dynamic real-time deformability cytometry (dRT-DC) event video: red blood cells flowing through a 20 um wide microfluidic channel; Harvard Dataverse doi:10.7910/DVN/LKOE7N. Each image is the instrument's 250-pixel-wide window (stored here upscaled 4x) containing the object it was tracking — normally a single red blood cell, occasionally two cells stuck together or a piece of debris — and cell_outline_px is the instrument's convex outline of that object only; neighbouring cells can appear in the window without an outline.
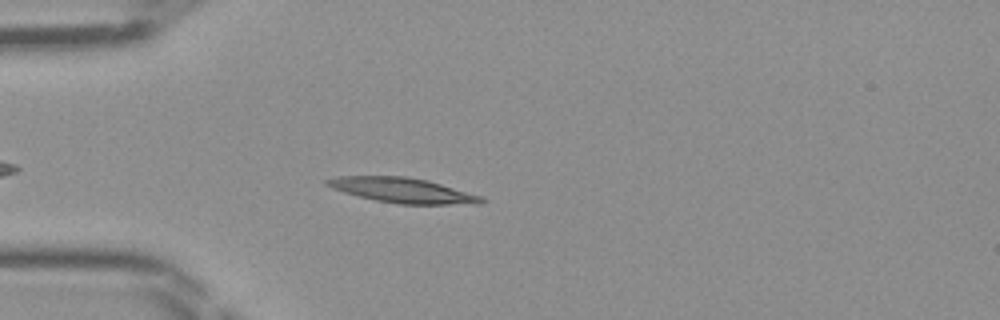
{"species": "Egyptian fruit bat (a non-hibernating species)", "species_latin": "Rousettus aegyptiacus", "temperature_condition": "room temperature", "stored_images_in_passage": 38, "camera_frame_rate_fps": 3000, "um_per_image_px": 0.085, "frame": {"image": 1, "passage_image": 5, "time_ms": 1.333, "image_size_px": [1000, 320], "cell_outline_px": [[488, 200], [480, 204], [396, 204], [376, 200], [344, 192], [332, 188], [324, 184], [324, 180], [336, 176], [408, 176], [428, 180], [480, 196]], "centroid_in_image_um": [34.2, 16.17], "position_along_channel_um": 50.8, "area_um2": 22.43}}
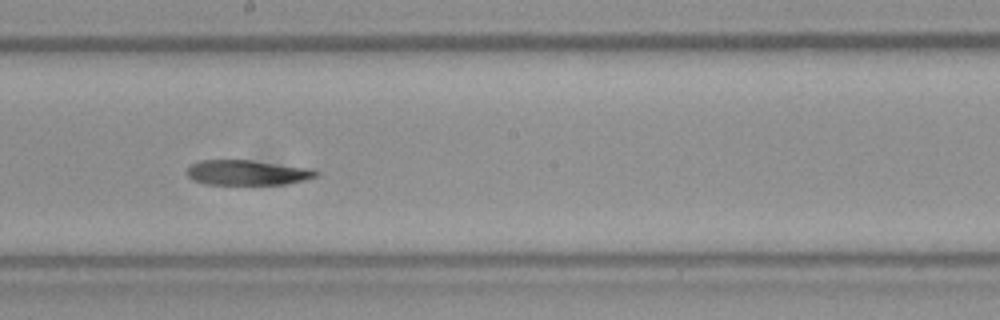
{"frame": {"image": 2, "passage_image": 18, "time_ms": 5.667, "image_size_px": [1000, 320], "cell_outline_px": [[320, 172], [316, 176], [304, 180], [284, 184], [204, 184], [192, 180], [188, 176], [188, 168], [192, 164], [200, 160], [252, 160], [316, 168]], "centroid_in_image_um": [21.08, 14.66], "position_along_channel_um": 227.1, "area_um2": 19.02}}
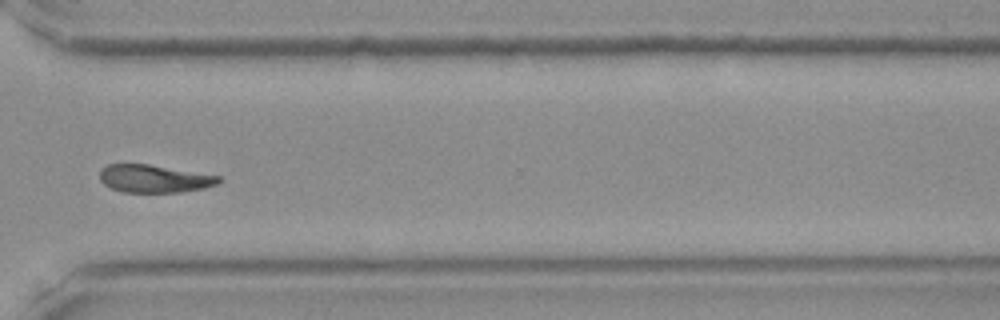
{"frame": {"image": 3, "passage_image": 27, "time_ms": 8.667, "image_size_px": [1000, 320], "cell_outline_px": [[220, 180], [216, 184], [204, 188], [180, 192], [124, 192], [112, 188], [104, 184], [100, 180], [100, 168], [108, 164], [148, 164], [220, 176]], "centroid_in_image_um": [13.07, 15.18], "position_along_channel_um": 357.5, "area_um2": 19.07}}